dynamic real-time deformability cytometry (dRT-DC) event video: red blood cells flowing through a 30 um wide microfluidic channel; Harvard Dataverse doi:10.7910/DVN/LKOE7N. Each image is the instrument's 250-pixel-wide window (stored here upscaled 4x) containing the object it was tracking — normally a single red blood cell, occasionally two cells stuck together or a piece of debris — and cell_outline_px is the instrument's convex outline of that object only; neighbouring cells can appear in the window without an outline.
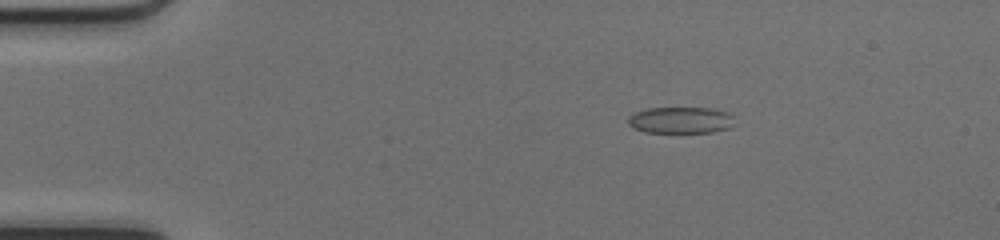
{"species": "common noctule bat (a hibernating species)", "species_latin": "Nyctalus noctula", "temperature_condition": "cold", "stored_images_in_passage": 49, "camera_frame_rate_fps": 3000, "um_per_image_px": 0.085, "animal": {"sex": "female", "body_mass_g": 17.0, "forearm_length_mm": 48.0}, "frame": {"image": 1, "passage_image": 8, "time_ms": 2.333, "image_size_px": [1000, 240], "cell_outline_px": [[736, 124], [728, 128], [712, 132], [644, 132], [628, 124], [628, 116], [632, 112], [648, 108], [712, 108], [728, 112], [732, 116]], "centroid_in_image_um": [57.86, 10.2], "position_along_channel_um": 27.1, "area_um2": 16.53}}
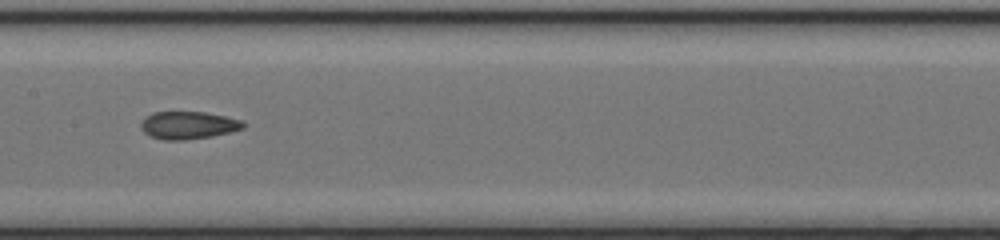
{"frame": {"image": 2, "passage_image": 25, "time_ms": 8.0, "image_size_px": [1000, 240], "cell_outline_px": [[244, 128], [212, 136], [184, 140], [164, 140], [152, 136], [144, 132], [140, 128], [140, 124], [144, 116], [152, 112], [204, 112], [244, 120]], "centroid_in_image_um": [15.97, 10.63], "position_along_channel_um": 191.4, "area_um2": 16.47}}
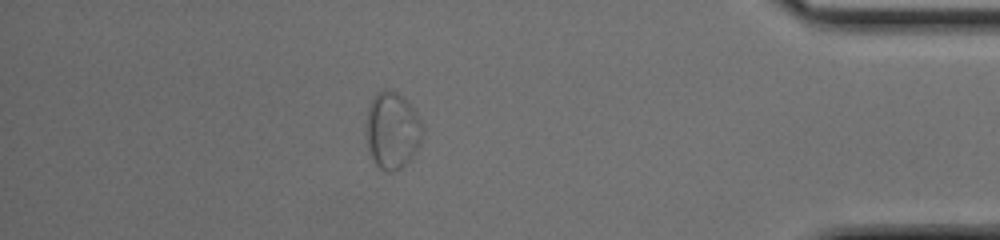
{"frame": {"image": 3, "passage_image": 43, "time_ms": 14.0, "image_size_px": [1000, 240], "cell_outline_px": [[424, 128], [420, 144], [412, 156], [400, 168], [392, 172], [384, 172], [372, 160], [368, 152], [364, 132], [364, 124], [368, 108], [372, 96], [376, 92], [384, 88], [396, 92], [416, 112], [424, 124]], "centroid_in_image_um": [33.29, 11.09], "position_along_channel_um": 401.9, "area_um2": 25.84}, "authors_computed_cell_mechanics": {"area_um2": 16.6464, "velocity_mm_per_s": 4.1724, "shape_relaxation_time_tau1_ms": null, "shape_relaxation_time_tau2_ms": 1.4249, "deformation_change_tau1": null, "deformation_change_tau2": 0.0661}}